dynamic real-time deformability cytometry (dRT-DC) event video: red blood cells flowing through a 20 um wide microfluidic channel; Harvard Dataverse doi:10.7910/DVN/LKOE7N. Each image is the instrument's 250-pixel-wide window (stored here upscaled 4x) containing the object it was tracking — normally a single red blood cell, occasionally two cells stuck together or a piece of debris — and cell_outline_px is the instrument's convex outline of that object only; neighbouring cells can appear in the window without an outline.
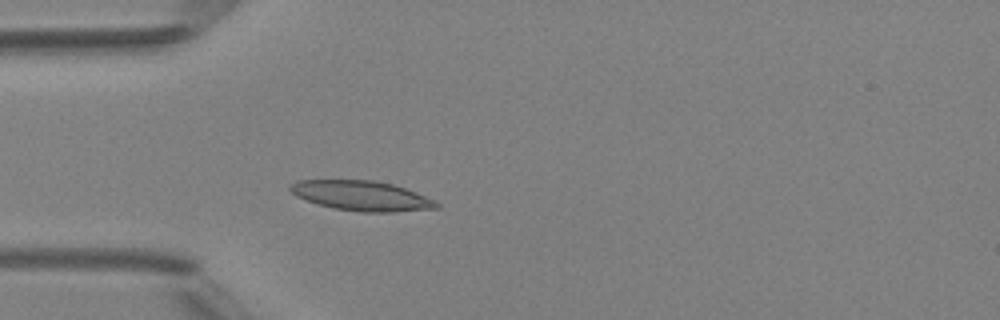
{"species": "Egyptian fruit bat (a non-hibernating species)", "species_latin": "Rousettus aegyptiacus", "temperature_condition": "room temperature", "stored_images_in_passage": 48, "camera_frame_rate_fps": 3000, "um_per_image_px": 0.085, "animal": {"sex": "female"}, "frame": {"image": 1, "passage_image": 13, "time_ms": 4.0, "image_size_px": [1000, 320], "cell_outline_px": [[440, 208], [396, 212], [360, 212], [332, 208], [316, 204], [296, 196], [288, 188], [288, 184], [296, 180], [372, 180], [392, 184], [416, 192], [436, 200], [440, 204]], "centroid_in_image_um": [30.73, 16.65], "position_along_channel_um": 54.3, "area_um2": 25.78}}
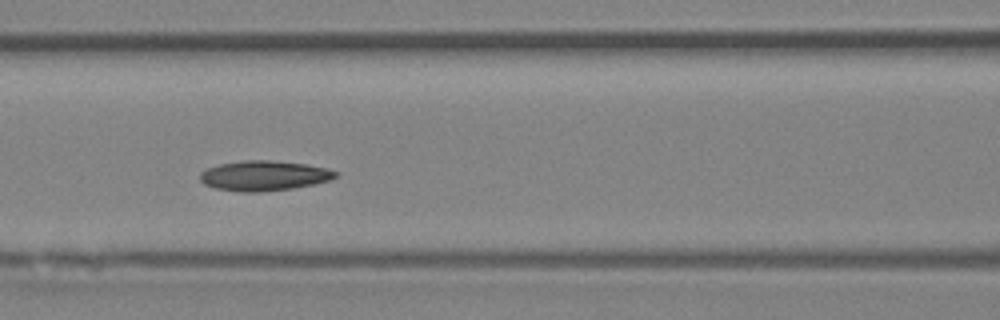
{"frame": {"image": 2, "passage_image": 20, "time_ms": 6.333, "image_size_px": [1000, 320], "cell_outline_px": [[340, 172], [336, 176], [328, 180], [312, 184], [292, 188], [260, 192], [240, 192], [216, 188], [204, 184], [200, 180], [200, 172], [208, 168], [220, 164], [244, 160], [268, 160], [304, 164], [324, 168]], "centroid_in_image_um": [22.4, 14.94], "position_along_channel_um": 144.2, "area_um2": 23.41}}
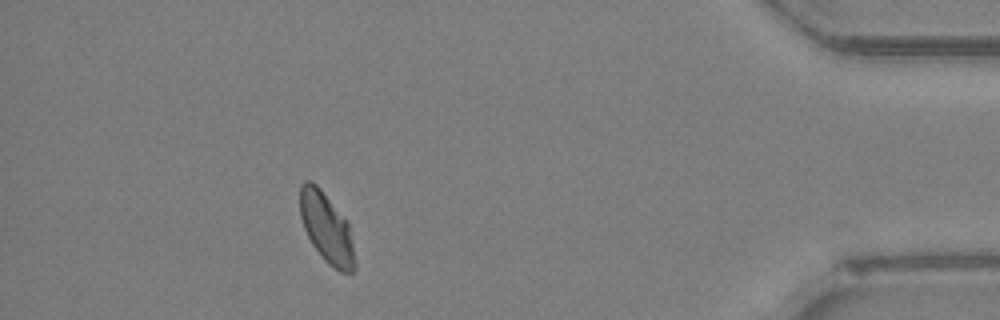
{"frame": {"image": 3, "passage_image": 43, "time_ms": 14.0, "image_size_px": [1000, 320], "cell_outline_px": [[356, 268], [352, 272], [340, 272], [332, 268], [324, 260], [312, 244], [304, 228], [300, 216], [300, 184], [304, 180], [312, 180], [320, 188], [348, 220], [356, 264]], "centroid_in_image_um": [27.76, 19.37], "position_along_channel_um": 407.4, "area_um2": 22.6}, "authors_computed_cell_mechanics": {"area_um2": 22.9466, "velocity_mm_per_s": 4.1409, "shape_relaxation_time_tau1_ms": 9.9812, "shape_relaxation_time_tau2_ms": 3.3458, "deformation_change_tau1": 0.202, "deformation_change_tau2": 0.0485}}